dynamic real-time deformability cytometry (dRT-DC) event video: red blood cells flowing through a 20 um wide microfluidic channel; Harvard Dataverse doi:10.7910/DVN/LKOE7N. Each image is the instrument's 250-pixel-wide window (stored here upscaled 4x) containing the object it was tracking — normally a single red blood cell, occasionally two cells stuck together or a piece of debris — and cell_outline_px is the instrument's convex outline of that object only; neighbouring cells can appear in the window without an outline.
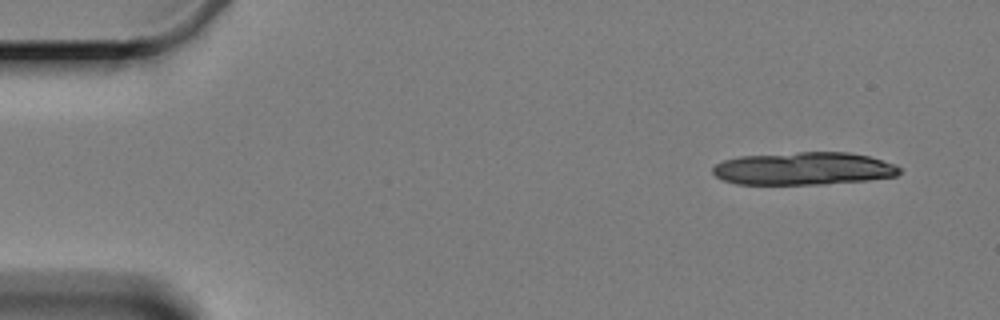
{"species": "Egyptian fruit bat (a non-hibernating species)", "species_latin": "Rousettus aegyptiacus", "temperature_condition": "cold", "stored_images_in_passage": 2, "camera_frame_rate_fps": 3000, "um_per_image_px": 0.085, "animal": {"sex": "female"}, "frame": {"image": 1, "passage_image": 1, "time_ms": 0.0, "image_size_px": [1000, 320], "cell_outline_px": [[900, 172], [896, 176], [868, 180], [824, 184], [736, 184], [724, 180], [716, 176], [712, 172], [712, 168], [716, 164], [724, 160], [740, 156], [800, 152], [848, 152], [868, 156], [896, 164], [900, 168]], "centroid_in_image_um": [68.32, 14.33], "position_along_channel_um": 16.7, "area_um2": 35.66}}